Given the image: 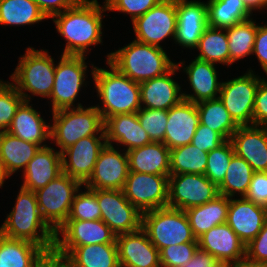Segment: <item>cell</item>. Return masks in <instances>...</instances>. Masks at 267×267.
Wrapping results in <instances>:
<instances>
[{
    "instance_id": "obj_46",
    "label": "cell",
    "mask_w": 267,
    "mask_h": 267,
    "mask_svg": "<svg viewBox=\"0 0 267 267\" xmlns=\"http://www.w3.org/2000/svg\"><path fill=\"white\" fill-rule=\"evenodd\" d=\"M162 0H109L105 5L107 11L128 14L133 22Z\"/></svg>"
},
{
    "instance_id": "obj_55",
    "label": "cell",
    "mask_w": 267,
    "mask_h": 267,
    "mask_svg": "<svg viewBox=\"0 0 267 267\" xmlns=\"http://www.w3.org/2000/svg\"><path fill=\"white\" fill-rule=\"evenodd\" d=\"M235 267H267V264L254 263L245 259L235 265Z\"/></svg>"
},
{
    "instance_id": "obj_49",
    "label": "cell",
    "mask_w": 267,
    "mask_h": 267,
    "mask_svg": "<svg viewBox=\"0 0 267 267\" xmlns=\"http://www.w3.org/2000/svg\"><path fill=\"white\" fill-rule=\"evenodd\" d=\"M245 198L267 207V172L253 173Z\"/></svg>"
},
{
    "instance_id": "obj_31",
    "label": "cell",
    "mask_w": 267,
    "mask_h": 267,
    "mask_svg": "<svg viewBox=\"0 0 267 267\" xmlns=\"http://www.w3.org/2000/svg\"><path fill=\"white\" fill-rule=\"evenodd\" d=\"M129 171L170 175V149L162 142H152L127 151Z\"/></svg>"
},
{
    "instance_id": "obj_35",
    "label": "cell",
    "mask_w": 267,
    "mask_h": 267,
    "mask_svg": "<svg viewBox=\"0 0 267 267\" xmlns=\"http://www.w3.org/2000/svg\"><path fill=\"white\" fill-rule=\"evenodd\" d=\"M196 105L200 124L218 132L225 140H230L239 126L234 122L223 102L216 98L198 102Z\"/></svg>"
},
{
    "instance_id": "obj_20",
    "label": "cell",
    "mask_w": 267,
    "mask_h": 267,
    "mask_svg": "<svg viewBox=\"0 0 267 267\" xmlns=\"http://www.w3.org/2000/svg\"><path fill=\"white\" fill-rule=\"evenodd\" d=\"M199 249L209 252L223 265H237L246 257V245L227 223L214 226L197 238Z\"/></svg>"
},
{
    "instance_id": "obj_39",
    "label": "cell",
    "mask_w": 267,
    "mask_h": 267,
    "mask_svg": "<svg viewBox=\"0 0 267 267\" xmlns=\"http://www.w3.org/2000/svg\"><path fill=\"white\" fill-rule=\"evenodd\" d=\"M257 23L253 18L226 28L230 53V65L253 53Z\"/></svg>"
},
{
    "instance_id": "obj_54",
    "label": "cell",
    "mask_w": 267,
    "mask_h": 267,
    "mask_svg": "<svg viewBox=\"0 0 267 267\" xmlns=\"http://www.w3.org/2000/svg\"><path fill=\"white\" fill-rule=\"evenodd\" d=\"M243 2L252 13L256 10H267V0H243Z\"/></svg>"
},
{
    "instance_id": "obj_42",
    "label": "cell",
    "mask_w": 267,
    "mask_h": 267,
    "mask_svg": "<svg viewBox=\"0 0 267 267\" xmlns=\"http://www.w3.org/2000/svg\"><path fill=\"white\" fill-rule=\"evenodd\" d=\"M86 189V190H85ZM82 187L76 192L67 220H99L101 210L97 202L96 189Z\"/></svg>"
},
{
    "instance_id": "obj_38",
    "label": "cell",
    "mask_w": 267,
    "mask_h": 267,
    "mask_svg": "<svg viewBox=\"0 0 267 267\" xmlns=\"http://www.w3.org/2000/svg\"><path fill=\"white\" fill-rule=\"evenodd\" d=\"M252 167L236 154L231 158L222 183L218 186V192L228 198L245 197L253 176ZM236 194V195H235Z\"/></svg>"
},
{
    "instance_id": "obj_37",
    "label": "cell",
    "mask_w": 267,
    "mask_h": 267,
    "mask_svg": "<svg viewBox=\"0 0 267 267\" xmlns=\"http://www.w3.org/2000/svg\"><path fill=\"white\" fill-rule=\"evenodd\" d=\"M47 17L33 0H0V25H34Z\"/></svg>"
},
{
    "instance_id": "obj_44",
    "label": "cell",
    "mask_w": 267,
    "mask_h": 267,
    "mask_svg": "<svg viewBox=\"0 0 267 267\" xmlns=\"http://www.w3.org/2000/svg\"><path fill=\"white\" fill-rule=\"evenodd\" d=\"M137 117L152 142H164L168 110L141 108L137 112Z\"/></svg>"
},
{
    "instance_id": "obj_4",
    "label": "cell",
    "mask_w": 267,
    "mask_h": 267,
    "mask_svg": "<svg viewBox=\"0 0 267 267\" xmlns=\"http://www.w3.org/2000/svg\"><path fill=\"white\" fill-rule=\"evenodd\" d=\"M106 57V61L120 73L138 83L161 76L176 64L171 61L163 47L135 39L126 46L110 52Z\"/></svg>"
},
{
    "instance_id": "obj_27",
    "label": "cell",
    "mask_w": 267,
    "mask_h": 267,
    "mask_svg": "<svg viewBox=\"0 0 267 267\" xmlns=\"http://www.w3.org/2000/svg\"><path fill=\"white\" fill-rule=\"evenodd\" d=\"M104 131L107 144L122 145L126 152L152 143L148 133L141 127L137 113L108 117L104 121Z\"/></svg>"
},
{
    "instance_id": "obj_12",
    "label": "cell",
    "mask_w": 267,
    "mask_h": 267,
    "mask_svg": "<svg viewBox=\"0 0 267 267\" xmlns=\"http://www.w3.org/2000/svg\"><path fill=\"white\" fill-rule=\"evenodd\" d=\"M169 175L129 171L122 189L127 200L141 213L167 207Z\"/></svg>"
},
{
    "instance_id": "obj_41",
    "label": "cell",
    "mask_w": 267,
    "mask_h": 267,
    "mask_svg": "<svg viewBox=\"0 0 267 267\" xmlns=\"http://www.w3.org/2000/svg\"><path fill=\"white\" fill-rule=\"evenodd\" d=\"M235 155L231 140H226L216 149L208 152L205 176L217 187L222 183L231 158Z\"/></svg>"
},
{
    "instance_id": "obj_11",
    "label": "cell",
    "mask_w": 267,
    "mask_h": 267,
    "mask_svg": "<svg viewBox=\"0 0 267 267\" xmlns=\"http://www.w3.org/2000/svg\"><path fill=\"white\" fill-rule=\"evenodd\" d=\"M135 40L163 47L166 38L175 39L177 28L176 0H162L133 22Z\"/></svg>"
},
{
    "instance_id": "obj_53",
    "label": "cell",
    "mask_w": 267,
    "mask_h": 267,
    "mask_svg": "<svg viewBox=\"0 0 267 267\" xmlns=\"http://www.w3.org/2000/svg\"><path fill=\"white\" fill-rule=\"evenodd\" d=\"M223 264L209 252L197 249L191 260L181 267H221Z\"/></svg>"
},
{
    "instance_id": "obj_22",
    "label": "cell",
    "mask_w": 267,
    "mask_h": 267,
    "mask_svg": "<svg viewBox=\"0 0 267 267\" xmlns=\"http://www.w3.org/2000/svg\"><path fill=\"white\" fill-rule=\"evenodd\" d=\"M184 65V66H183ZM176 66L185 72L189 82V88L193 93L190 94L182 90L184 100L198 103L204 100H211L219 98L222 81L218 82V75L216 64L207 61L199 60L197 58L191 60L189 65H185V61L176 63Z\"/></svg>"
},
{
    "instance_id": "obj_23",
    "label": "cell",
    "mask_w": 267,
    "mask_h": 267,
    "mask_svg": "<svg viewBox=\"0 0 267 267\" xmlns=\"http://www.w3.org/2000/svg\"><path fill=\"white\" fill-rule=\"evenodd\" d=\"M120 267H161L160 251L141 228L116 236Z\"/></svg>"
},
{
    "instance_id": "obj_48",
    "label": "cell",
    "mask_w": 267,
    "mask_h": 267,
    "mask_svg": "<svg viewBox=\"0 0 267 267\" xmlns=\"http://www.w3.org/2000/svg\"><path fill=\"white\" fill-rule=\"evenodd\" d=\"M246 260L267 264V219L258 235L246 245Z\"/></svg>"
},
{
    "instance_id": "obj_14",
    "label": "cell",
    "mask_w": 267,
    "mask_h": 267,
    "mask_svg": "<svg viewBox=\"0 0 267 267\" xmlns=\"http://www.w3.org/2000/svg\"><path fill=\"white\" fill-rule=\"evenodd\" d=\"M101 220L118 236L142 228V213L125 197L122 190L96 189Z\"/></svg>"
},
{
    "instance_id": "obj_29",
    "label": "cell",
    "mask_w": 267,
    "mask_h": 267,
    "mask_svg": "<svg viewBox=\"0 0 267 267\" xmlns=\"http://www.w3.org/2000/svg\"><path fill=\"white\" fill-rule=\"evenodd\" d=\"M40 113L33 108L30 101H23L7 132L24 141L38 144L40 147L48 146L45 142L50 140L51 124L46 122Z\"/></svg>"
},
{
    "instance_id": "obj_8",
    "label": "cell",
    "mask_w": 267,
    "mask_h": 267,
    "mask_svg": "<svg viewBox=\"0 0 267 267\" xmlns=\"http://www.w3.org/2000/svg\"><path fill=\"white\" fill-rule=\"evenodd\" d=\"M56 64L55 79L50 94L51 112L83 106L81 103L74 104L79 97L81 88L87 87L86 78L89 67L85 61L87 56L62 55Z\"/></svg>"
},
{
    "instance_id": "obj_61",
    "label": "cell",
    "mask_w": 267,
    "mask_h": 267,
    "mask_svg": "<svg viewBox=\"0 0 267 267\" xmlns=\"http://www.w3.org/2000/svg\"><path fill=\"white\" fill-rule=\"evenodd\" d=\"M108 1H109V0H105V1L103 2V4L105 5Z\"/></svg>"
},
{
    "instance_id": "obj_7",
    "label": "cell",
    "mask_w": 267,
    "mask_h": 267,
    "mask_svg": "<svg viewBox=\"0 0 267 267\" xmlns=\"http://www.w3.org/2000/svg\"><path fill=\"white\" fill-rule=\"evenodd\" d=\"M142 229L159 251L170 245L198 242L186 213L168 206L142 213Z\"/></svg>"
},
{
    "instance_id": "obj_24",
    "label": "cell",
    "mask_w": 267,
    "mask_h": 267,
    "mask_svg": "<svg viewBox=\"0 0 267 267\" xmlns=\"http://www.w3.org/2000/svg\"><path fill=\"white\" fill-rule=\"evenodd\" d=\"M176 64L165 74L139 83L141 108L169 110L184 98L182 86L174 80Z\"/></svg>"
},
{
    "instance_id": "obj_57",
    "label": "cell",
    "mask_w": 267,
    "mask_h": 267,
    "mask_svg": "<svg viewBox=\"0 0 267 267\" xmlns=\"http://www.w3.org/2000/svg\"><path fill=\"white\" fill-rule=\"evenodd\" d=\"M43 267H55V258L50 256Z\"/></svg>"
},
{
    "instance_id": "obj_19",
    "label": "cell",
    "mask_w": 267,
    "mask_h": 267,
    "mask_svg": "<svg viewBox=\"0 0 267 267\" xmlns=\"http://www.w3.org/2000/svg\"><path fill=\"white\" fill-rule=\"evenodd\" d=\"M177 28L175 44L194 50L208 26L207 4L200 0H176Z\"/></svg>"
},
{
    "instance_id": "obj_45",
    "label": "cell",
    "mask_w": 267,
    "mask_h": 267,
    "mask_svg": "<svg viewBox=\"0 0 267 267\" xmlns=\"http://www.w3.org/2000/svg\"><path fill=\"white\" fill-rule=\"evenodd\" d=\"M198 242L170 245L160 251L161 267H181L187 264L198 249Z\"/></svg>"
},
{
    "instance_id": "obj_56",
    "label": "cell",
    "mask_w": 267,
    "mask_h": 267,
    "mask_svg": "<svg viewBox=\"0 0 267 267\" xmlns=\"http://www.w3.org/2000/svg\"><path fill=\"white\" fill-rule=\"evenodd\" d=\"M9 177L5 174V171L2 167L1 159H0V188L3 187V184L5 183V179H8Z\"/></svg>"
},
{
    "instance_id": "obj_59",
    "label": "cell",
    "mask_w": 267,
    "mask_h": 267,
    "mask_svg": "<svg viewBox=\"0 0 267 267\" xmlns=\"http://www.w3.org/2000/svg\"><path fill=\"white\" fill-rule=\"evenodd\" d=\"M55 267H68L61 260L55 258Z\"/></svg>"
},
{
    "instance_id": "obj_43",
    "label": "cell",
    "mask_w": 267,
    "mask_h": 267,
    "mask_svg": "<svg viewBox=\"0 0 267 267\" xmlns=\"http://www.w3.org/2000/svg\"><path fill=\"white\" fill-rule=\"evenodd\" d=\"M24 98L9 82L0 79V132L7 131Z\"/></svg>"
},
{
    "instance_id": "obj_21",
    "label": "cell",
    "mask_w": 267,
    "mask_h": 267,
    "mask_svg": "<svg viewBox=\"0 0 267 267\" xmlns=\"http://www.w3.org/2000/svg\"><path fill=\"white\" fill-rule=\"evenodd\" d=\"M267 219V207L245 197L229 198L226 223L245 244H249L261 231Z\"/></svg>"
},
{
    "instance_id": "obj_6",
    "label": "cell",
    "mask_w": 267,
    "mask_h": 267,
    "mask_svg": "<svg viewBox=\"0 0 267 267\" xmlns=\"http://www.w3.org/2000/svg\"><path fill=\"white\" fill-rule=\"evenodd\" d=\"M50 140L62 153L88 136H105L104 121L95 106L65 108L52 112Z\"/></svg>"
},
{
    "instance_id": "obj_30",
    "label": "cell",
    "mask_w": 267,
    "mask_h": 267,
    "mask_svg": "<svg viewBox=\"0 0 267 267\" xmlns=\"http://www.w3.org/2000/svg\"><path fill=\"white\" fill-rule=\"evenodd\" d=\"M50 255L39 245L0 234V265L2 267H43Z\"/></svg>"
},
{
    "instance_id": "obj_60",
    "label": "cell",
    "mask_w": 267,
    "mask_h": 267,
    "mask_svg": "<svg viewBox=\"0 0 267 267\" xmlns=\"http://www.w3.org/2000/svg\"><path fill=\"white\" fill-rule=\"evenodd\" d=\"M221 267H235V265H223Z\"/></svg>"
},
{
    "instance_id": "obj_52",
    "label": "cell",
    "mask_w": 267,
    "mask_h": 267,
    "mask_svg": "<svg viewBox=\"0 0 267 267\" xmlns=\"http://www.w3.org/2000/svg\"><path fill=\"white\" fill-rule=\"evenodd\" d=\"M47 19L75 5L72 0H33Z\"/></svg>"
},
{
    "instance_id": "obj_2",
    "label": "cell",
    "mask_w": 267,
    "mask_h": 267,
    "mask_svg": "<svg viewBox=\"0 0 267 267\" xmlns=\"http://www.w3.org/2000/svg\"><path fill=\"white\" fill-rule=\"evenodd\" d=\"M15 205L0 226V234L11 239L31 241L50 256L55 243V231L40 214L35 192L20 186Z\"/></svg>"
},
{
    "instance_id": "obj_34",
    "label": "cell",
    "mask_w": 267,
    "mask_h": 267,
    "mask_svg": "<svg viewBox=\"0 0 267 267\" xmlns=\"http://www.w3.org/2000/svg\"><path fill=\"white\" fill-rule=\"evenodd\" d=\"M208 25L215 28H228L254 15L243 0H208Z\"/></svg>"
},
{
    "instance_id": "obj_47",
    "label": "cell",
    "mask_w": 267,
    "mask_h": 267,
    "mask_svg": "<svg viewBox=\"0 0 267 267\" xmlns=\"http://www.w3.org/2000/svg\"><path fill=\"white\" fill-rule=\"evenodd\" d=\"M226 140L216 131L211 130L203 124H199L191 144L201 151L209 152L216 149Z\"/></svg>"
},
{
    "instance_id": "obj_1",
    "label": "cell",
    "mask_w": 267,
    "mask_h": 267,
    "mask_svg": "<svg viewBox=\"0 0 267 267\" xmlns=\"http://www.w3.org/2000/svg\"><path fill=\"white\" fill-rule=\"evenodd\" d=\"M105 12L106 5L91 2L75 4L53 16L57 32L66 41L62 55L87 56L93 49L90 46L102 45Z\"/></svg>"
},
{
    "instance_id": "obj_32",
    "label": "cell",
    "mask_w": 267,
    "mask_h": 267,
    "mask_svg": "<svg viewBox=\"0 0 267 267\" xmlns=\"http://www.w3.org/2000/svg\"><path fill=\"white\" fill-rule=\"evenodd\" d=\"M229 198L219 194L203 205L191 207L184 212L187 215L193 235L198 238L217 225L226 223Z\"/></svg>"
},
{
    "instance_id": "obj_16",
    "label": "cell",
    "mask_w": 267,
    "mask_h": 267,
    "mask_svg": "<svg viewBox=\"0 0 267 267\" xmlns=\"http://www.w3.org/2000/svg\"><path fill=\"white\" fill-rule=\"evenodd\" d=\"M107 144L105 136H88L65 149L62 155V172L82 185L90 178L101 150Z\"/></svg>"
},
{
    "instance_id": "obj_33",
    "label": "cell",
    "mask_w": 267,
    "mask_h": 267,
    "mask_svg": "<svg viewBox=\"0 0 267 267\" xmlns=\"http://www.w3.org/2000/svg\"><path fill=\"white\" fill-rule=\"evenodd\" d=\"M39 149L38 144L24 141L7 131L0 132V159L9 178L22 168L23 172Z\"/></svg>"
},
{
    "instance_id": "obj_58",
    "label": "cell",
    "mask_w": 267,
    "mask_h": 267,
    "mask_svg": "<svg viewBox=\"0 0 267 267\" xmlns=\"http://www.w3.org/2000/svg\"><path fill=\"white\" fill-rule=\"evenodd\" d=\"M75 4L98 3V0H72Z\"/></svg>"
},
{
    "instance_id": "obj_18",
    "label": "cell",
    "mask_w": 267,
    "mask_h": 267,
    "mask_svg": "<svg viewBox=\"0 0 267 267\" xmlns=\"http://www.w3.org/2000/svg\"><path fill=\"white\" fill-rule=\"evenodd\" d=\"M116 243V235L99 220H66L55 231L54 246H84Z\"/></svg>"
},
{
    "instance_id": "obj_25",
    "label": "cell",
    "mask_w": 267,
    "mask_h": 267,
    "mask_svg": "<svg viewBox=\"0 0 267 267\" xmlns=\"http://www.w3.org/2000/svg\"><path fill=\"white\" fill-rule=\"evenodd\" d=\"M199 124L200 117L196 103L183 99L168 110L164 145L171 150L190 144Z\"/></svg>"
},
{
    "instance_id": "obj_36",
    "label": "cell",
    "mask_w": 267,
    "mask_h": 267,
    "mask_svg": "<svg viewBox=\"0 0 267 267\" xmlns=\"http://www.w3.org/2000/svg\"><path fill=\"white\" fill-rule=\"evenodd\" d=\"M197 59L213 64L230 66V53L226 29L207 26L199 39Z\"/></svg>"
},
{
    "instance_id": "obj_9",
    "label": "cell",
    "mask_w": 267,
    "mask_h": 267,
    "mask_svg": "<svg viewBox=\"0 0 267 267\" xmlns=\"http://www.w3.org/2000/svg\"><path fill=\"white\" fill-rule=\"evenodd\" d=\"M83 185L62 172L45 187L35 191L40 214L56 231L69 217L73 198Z\"/></svg>"
},
{
    "instance_id": "obj_50",
    "label": "cell",
    "mask_w": 267,
    "mask_h": 267,
    "mask_svg": "<svg viewBox=\"0 0 267 267\" xmlns=\"http://www.w3.org/2000/svg\"><path fill=\"white\" fill-rule=\"evenodd\" d=\"M267 123V80L263 77L255 93L253 125L264 126Z\"/></svg>"
},
{
    "instance_id": "obj_51",
    "label": "cell",
    "mask_w": 267,
    "mask_h": 267,
    "mask_svg": "<svg viewBox=\"0 0 267 267\" xmlns=\"http://www.w3.org/2000/svg\"><path fill=\"white\" fill-rule=\"evenodd\" d=\"M252 55H256L261 69L267 74V24H257Z\"/></svg>"
},
{
    "instance_id": "obj_10",
    "label": "cell",
    "mask_w": 267,
    "mask_h": 267,
    "mask_svg": "<svg viewBox=\"0 0 267 267\" xmlns=\"http://www.w3.org/2000/svg\"><path fill=\"white\" fill-rule=\"evenodd\" d=\"M261 77L251 68L241 76L223 81L219 99L238 126L253 125L255 93Z\"/></svg>"
},
{
    "instance_id": "obj_5",
    "label": "cell",
    "mask_w": 267,
    "mask_h": 267,
    "mask_svg": "<svg viewBox=\"0 0 267 267\" xmlns=\"http://www.w3.org/2000/svg\"><path fill=\"white\" fill-rule=\"evenodd\" d=\"M54 61L47 49L36 50L30 46L26 48L24 55L19 57V62L10 78L11 84L24 101L31 102L30 93L42 98L50 97L55 79Z\"/></svg>"
},
{
    "instance_id": "obj_40",
    "label": "cell",
    "mask_w": 267,
    "mask_h": 267,
    "mask_svg": "<svg viewBox=\"0 0 267 267\" xmlns=\"http://www.w3.org/2000/svg\"><path fill=\"white\" fill-rule=\"evenodd\" d=\"M208 153L187 144L170 150V174H205Z\"/></svg>"
},
{
    "instance_id": "obj_28",
    "label": "cell",
    "mask_w": 267,
    "mask_h": 267,
    "mask_svg": "<svg viewBox=\"0 0 267 267\" xmlns=\"http://www.w3.org/2000/svg\"><path fill=\"white\" fill-rule=\"evenodd\" d=\"M22 173L21 187L35 192L62 173V155L51 146L40 147Z\"/></svg>"
},
{
    "instance_id": "obj_3",
    "label": "cell",
    "mask_w": 267,
    "mask_h": 267,
    "mask_svg": "<svg viewBox=\"0 0 267 267\" xmlns=\"http://www.w3.org/2000/svg\"><path fill=\"white\" fill-rule=\"evenodd\" d=\"M109 69L96 67L91 63V75L95 84L97 98L101 103L95 105L103 121L108 117L137 113L141 109L139 83L120 73L108 61Z\"/></svg>"
},
{
    "instance_id": "obj_15",
    "label": "cell",
    "mask_w": 267,
    "mask_h": 267,
    "mask_svg": "<svg viewBox=\"0 0 267 267\" xmlns=\"http://www.w3.org/2000/svg\"><path fill=\"white\" fill-rule=\"evenodd\" d=\"M119 149L115 145H105L99 154L90 178L83 184L84 188L123 189L129 174V160L127 152Z\"/></svg>"
},
{
    "instance_id": "obj_13",
    "label": "cell",
    "mask_w": 267,
    "mask_h": 267,
    "mask_svg": "<svg viewBox=\"0 0 267 267\" xmlns=\"http://www.w3.org/2000/svg\"><path fill=\"white\" fill-rule=\"evenodd\" d=\"M219 195L218 187L204 174H170L167 206L187 210Z\"/></svg>"
},
{
    "instance_id": "obj_17",
    "label": "cell",
    "mask_w": 267,
    "mask_h": 267,
    "mask_svg": "<svg viewBox=\"0 0 267 267\" xmlns=\"http://www.w3.org/2000/svg\"><path fill=\"white\" fill-rule=\"evenodd\" d=\"M51 256L68 267H120L116 243L54 246Z\"/></svg>"
},
{
    "instance_id": "obj_26",
    "label": "cell",
    "mask_w": 267,
    "mask_h": 267,
    "mask_svg": "<svg viewBox=\"0 0 267 267\" xmlns=\"http://www.w3.org/2000/svg\"><path fill=\"white\" fill-rule=\"evenodd\" d=\"M230 140L235 154L254 172H267V130L264 126H239Z\"/></svg>"
}]
</instances>
